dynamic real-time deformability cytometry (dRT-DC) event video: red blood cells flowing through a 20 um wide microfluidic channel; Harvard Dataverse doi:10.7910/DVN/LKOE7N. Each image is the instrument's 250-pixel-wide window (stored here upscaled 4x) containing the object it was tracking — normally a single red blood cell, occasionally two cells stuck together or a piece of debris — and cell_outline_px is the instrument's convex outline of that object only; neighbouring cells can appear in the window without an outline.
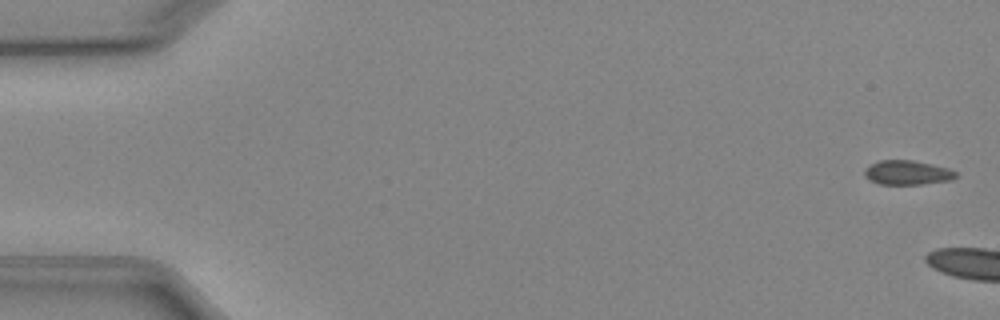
{"species": "Egyptian fruit bat (a non-hibernating species)", "species_latin": "Rousettus aegyptiacus", "temperature_condition": "cold", "stored_images_in_passage": 6, "camera_frame_rate_fps": 3000, "um_per_image_px": 0.085, "animal": {"sex": "female"}, "frame": {"image": 1, "passage_image": 1, "time_ms": 0.0, "image_size_px": [1000, 320], "cell_outline_px": [[956, 176], [952, 180], [920, 184], [880, 184], [868, 180], [864, 176], [864, 168], [868, 164], [880, 160], [912, 160], [948, 168], [956, 172]], "centroid_in_image_um": [77.06, 14.67], "position_along_channel_um": 7.9, "area_um2": 13.01}}